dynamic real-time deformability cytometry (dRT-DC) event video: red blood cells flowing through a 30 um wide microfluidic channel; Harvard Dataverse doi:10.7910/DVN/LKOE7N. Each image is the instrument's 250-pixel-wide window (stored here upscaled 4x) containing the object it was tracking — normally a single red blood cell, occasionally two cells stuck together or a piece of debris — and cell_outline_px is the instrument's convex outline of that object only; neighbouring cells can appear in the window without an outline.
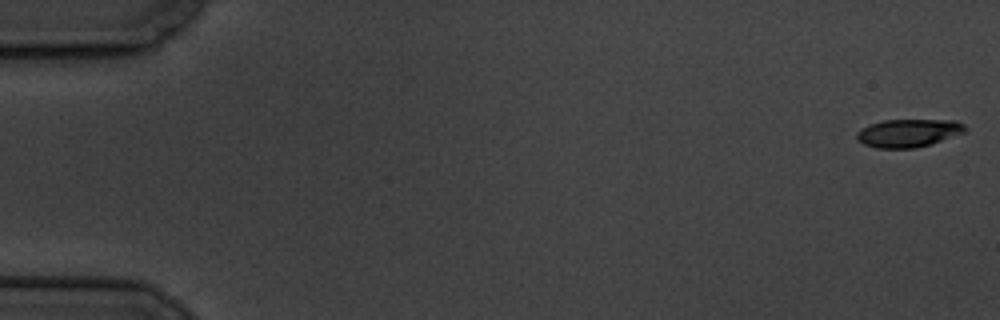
{"species": "common noctule bat (a hibernating species)", "species_latin": "Nyctalus noctula", "temperature_condition": "cold", "stored_images_in_passage": 58, "camera_frame_rate_fps": 3000, "um_per_image_px": 0.085, "animal": {"sex": "male", "body_mass_g": 19.5, "forearm_length_mm": 54.6}, "frame": {"image": 1, "passage_image": 1, "time_ms": 0.0, "image_size_px": [1000, 320], "cell_outline_px": [[968, 128], [964, 132], [932, 144], [916, 148], [876, 148], [864, 144], [856, 140], [856, 132], [868, 124], [884, 120], [956, 120], [964, 124]], "centroid_in_image_um": [77.2, 11.3], "position_along_channel_um": 7.8, "area_um2": 17.86}}
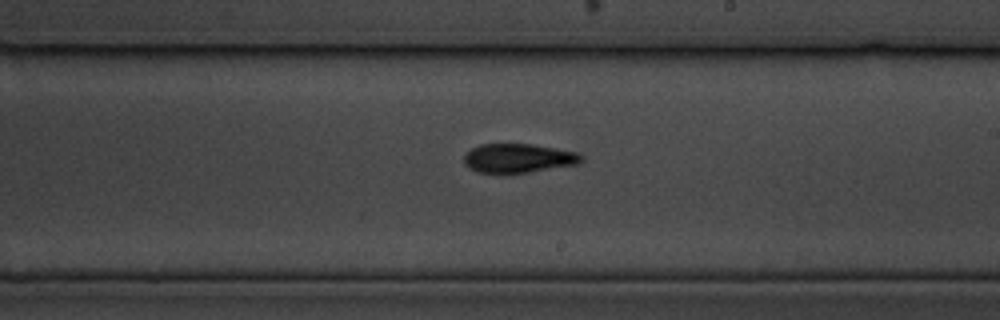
{"frame": {"image": 2, "passage_image": 34, "time_ms": 11.0, "image_size_px": [1000, 320], "cell_outline_px": [[584, 160], [580, 164], [528, 172], [476, 172], [468, 168], [464, 164], [464, 156], [472, 148], [480, 144], [532, 144], [576, 152], [584, 156]], "centroid_in_image_um": [44.08, 13.44], "position_along_channel_um": 244.9, "area_um2": 19.77}}
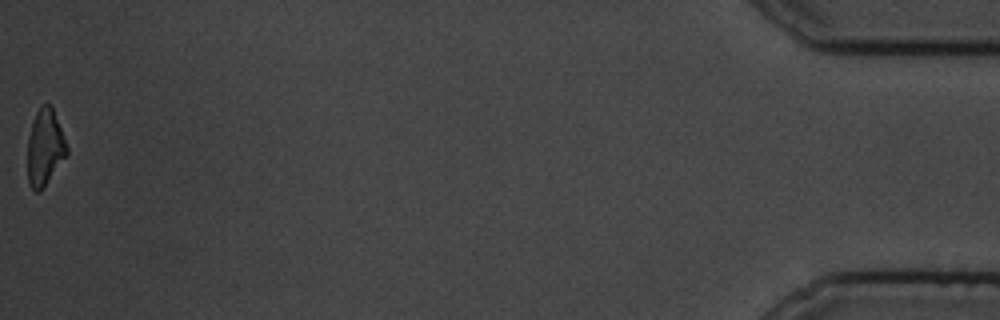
{"frame": {"image": 3, "passage_image": 58, "time_ms": 19.0, "image_size_px": [1000, 320], "cell_outline_px": [[68, 152], [40, 192], [36, 192], [28, 184], [28, 136], [32, 120], [40, 104], [52, 104], [68, 148]], "centroid_in_image_um": [3.8, 12.49], "position_along_channel_um": 431.4, "area_um2": 17.46}, "authors_computed_cell_mechanics": {"area_um2": 19.1029, "velocity_mm_per_s": 3.4931, "shape_relaxation_time_tau1_ms": 3.4325, "shape_relaxation_time_tau2_ms": 2.676, "deformation_change_tau1": 0.1395, "deformation_change_tau2": 0.0982}}